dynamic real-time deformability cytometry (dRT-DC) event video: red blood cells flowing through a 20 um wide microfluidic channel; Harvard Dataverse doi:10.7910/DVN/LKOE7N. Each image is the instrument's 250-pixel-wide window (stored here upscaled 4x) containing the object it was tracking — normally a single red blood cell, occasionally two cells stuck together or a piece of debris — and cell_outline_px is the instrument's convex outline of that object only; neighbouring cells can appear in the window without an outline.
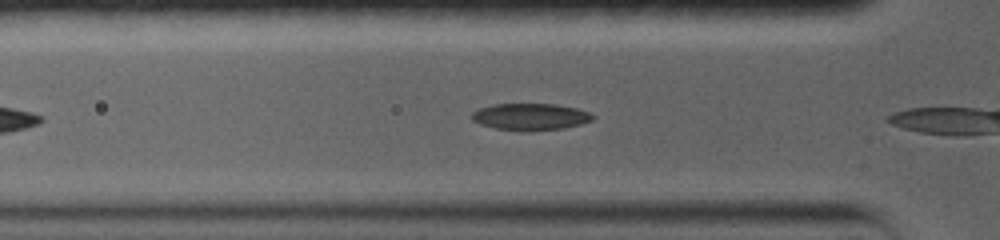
{"species": "common noctule bat (a hibernating species)", "species_latin": "Nyctalus noctula", "temperature_condition": "warm", "stored_images_in_passage": 8, "camera_frame_rate_fps": 5000, "um_per_image_px": 0.085, "animal": {"sex": "female", "body_mass_g": 19.0, "forearm_length_mm": 56.7}, "frame": {"image": 1, "passage_image": 2, "time_ms": 0.4, "image_size_px": [1000, 240], "cell_outline_px": [[596, 116], [592, 120], [580, 124], [564, 128], [528, 132], [496, 128], [480, 124], [472, 120], [472, 112], [480, 108], [492, 104], [556, 104], [576, 108], [588, 112]], "centroid_in_image_um": [45.09, 9.93], "position_along_channel_um": 80.7, "area_um2": 18.96}}
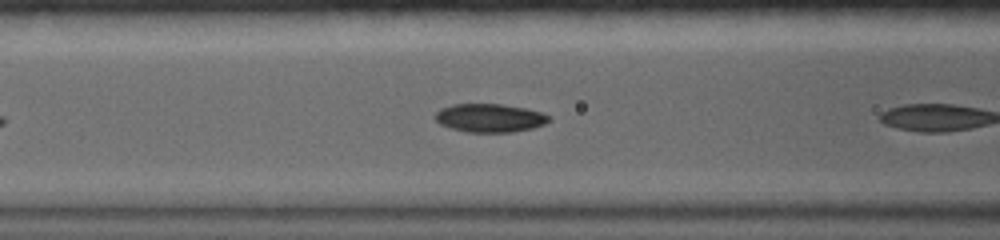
{"frame": {"image": 2, "passage_image": 7, "time_ms": 1.6, "image_size_px": [1000, 240], "cell_outline_px": [[552, 116], [544, 124], [532, 128], [512, 132], [468, 132], [452, 128], [440, 124], [432, 116], [440, 108], [452, 104], [500, 104], [524, 108], [540, 112]], "centroid_in_image_um": [41.59, 10.02], "position_along_channel_um": 125.0, "area_um2": 18.79}}